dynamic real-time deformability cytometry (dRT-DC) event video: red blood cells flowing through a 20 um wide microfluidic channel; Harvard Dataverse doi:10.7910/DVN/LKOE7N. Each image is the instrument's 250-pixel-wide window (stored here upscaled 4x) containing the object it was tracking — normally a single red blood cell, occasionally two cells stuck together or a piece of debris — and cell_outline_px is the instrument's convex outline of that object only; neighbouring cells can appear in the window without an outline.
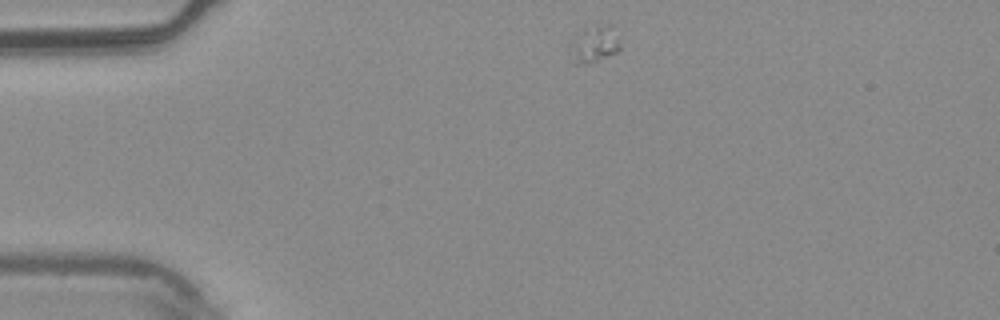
{"species": "common noctule bat (a hibernating species)", "species_latin": "Nyctalus noctula", "temperature_condition": "warm", "stored_images_in_passage": 2, "camera_frame_rate_fps": 3000, "um_per_image_px": 0.085, "animal": {"sex": "male", "body_mass_g": 20.4}, "frame": {"image": 1, "passage_image": 1, "time_ms": 0.0, "image_size_px": [1000, 320], "cell_outline_px": [[620, 48], [616, 52], [596, 60], [584, 64], [576, 64], [568, 44], [584, 28], [596, 24], [612, 24], [620, 36]], "centroid_in_image_um": [50.56, 3.68], "position_along_channel_um": 34.4, "area_um2": 10.81}}